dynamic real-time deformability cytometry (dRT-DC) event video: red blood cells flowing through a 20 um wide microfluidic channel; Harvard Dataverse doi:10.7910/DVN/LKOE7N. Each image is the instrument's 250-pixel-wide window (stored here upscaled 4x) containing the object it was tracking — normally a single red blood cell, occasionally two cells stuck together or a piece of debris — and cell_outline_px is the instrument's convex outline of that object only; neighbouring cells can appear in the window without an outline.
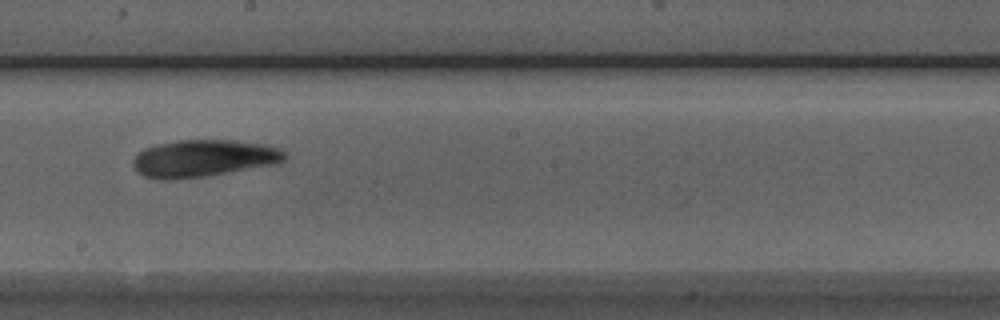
{"species": "Egyptian fruit bat (a non-hibernating species)", "species_latin": "Rousettus aegyptiacus", "temperature_condition": "room temperature", "stored_images_in_passage": 21, "camera_frame_rate_fps": 3000, "um_per_image_px": 0.085, "animal": {"sex": "male"}, "frame": {"image": 1, "passage_image": 13, "time_ms": 4.0, "image_size_px": [1000, 320], "cell_outline_px": [[288, 156], [284, 160], [276, 164], [204, 176], [164, 180], [160, 180], [144, 176], [136, 172], [132, 164], [132, 160], [144, 148], [156, 144], [176, 140], [236, 140], [264, 144], [280, 148]], "centroid_in_image_um": [17.29, 13.45], "position_along_channel_um": 230.9, "area_um2": 32.89}}
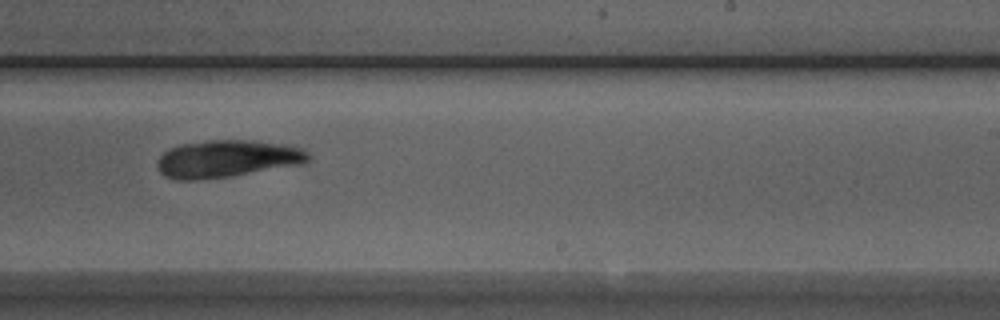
{"frame": {"image": 2, "passage_image": 16, "time_ms": 5.0, "image_size_px": [1000, 320], "cell_outline_px": [[312, 160], [304, 164], [228, 176], [192, 180], [176, 180], [164, 176], [160, 172], [156, 164], [160, 156], [168, 148], [180, 144], [208, 140], [252, 140], [280, 144], [304, 148], [312, 156]], "centroid_in_image_um": [19.32, 13.48], "position_along_channel_um": 269.7, "area_um2": 33.0}}